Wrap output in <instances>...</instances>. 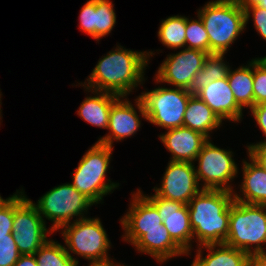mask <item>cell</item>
I'll return each mask as SVG.
<instances>
[{
	"label": "cell",
	"mask_w": 266,
	"mask_h": 266,
	"mask_svg": "<svg viewBox=\"0 0 266 266\" xmlns=\"http://www.w3.org/2000/svg\"><path fill=\"white\" fill-rule=\"evenodd\" d=\"M152 55V51H132L117 45L115 50L99 59L87 79L88 83H81V86L90 90L88 92L96 90L127 97L143 83L144 70Z\"/></svg>",
	"instance_id": "obj_1"
},
{
	"label": "cell",
	"mask_w": 266,
	"mask_h": 266,
	"mask_svg": "<svg viewBox=\"0 0 266 266\" xmlns=\"http://www.w3.org/2000/svg\"><path fill=\"white\" fill-rule=\"evenodd\" d=\"M233 192L202 189L187 204L190 226L197 245L224 244L229 232Z\"/></svg>",
	"instance_id": "obj_2"
},
{
	"label": "cell",
	"mask_w": 266,
	"mask_h": 266,
	"mask_svg": "<svg viewBox=\"0 0 266 266\" xmlns=\"http://www.w3.org/2000/svg\"><path fill=\"white\" fill-rule=\"evenodd\" d=\"M208 33L210 54H226L246 27L245 11L237 0L207 2L197 12Z\"/></svg>",
	"instance_id": "obj_3"
},
{
	"label": "cell",
	"mask_w": 266,
	"mask_h": 266,
	"mask_svg": "<svg viewBox=\"0 0 266 266\" xmlns=\"http://www.w3.org/2000/svg\"><path fill=\"white\" fill-rule=\"evenodd\" d=\"M224 244L248 254L266 253L262 247L266 244V205L233 200L230 205L229 232Z\"/></svg>",
	"instance_id": "obj_4"
},
{
	"label": "cell",
	"mask_w": 266,
	"mask_h": 266,
	"mask_svg": "<svg viewBox=\"0 0 266 266\" xmlns=\"http://www.w3.org/2000/svg\"><path fill=\"white\" fill-rule=\"evenodd\" d=\"M193 94L182 88L158 87L135 99L141 117L164 129L183 126L189 98Z\"/></svg>",
	"instance_id": "obj_5"
},
{
	"label": "cell",
	"mask_w": 266,
	"mask_h": 266,
	"mask_svg": "<svg viewBox=\"0 0 266 266\" xmlns=\"http://www.w3.org/2000/svg\"><path fill=\"white\" fill-rule=\"evenodd\" d=\"M112 151L113 147L95 142L83 155L73 173L71 185L94 204L101 202L103 196L112 193L119 186V183L106 179Z\"/></svg>",
	"instance_id": "obj_6"
},
{
	"label": "cell",
	"mask_w": 266,
	"mask_h": 266,
	"mask_svg": "<svg viewBox=\"0 0 266 266\" xmlns=\"http://www.w3.org/2000/svg\"><path fill=\"white\" fill-rule=\"evenodd\" d=\"M93 204L71 183L54 187L44 194L37 201V204L34 203L40 216L53 222L50 228L53 232L61 229L64 225L70 224L75 216L76 220L86 218L83 215ZM77 216H79L78 219Z\"/></svg>",
	"instance_id": "obj_7"
},
{
	"label": "cell",
	"mask_w": 266,
	"mask_h": 266,
	"mask_svg": "<svg viewBox=\"0 0 266 266\" xmlns=\"http://www.w3.org/2000/svg\"><path fill=\"white\" fill-rule=\"evenodd\" d=\"M67 253L77 264L70 252L88 260L108 257L111 242L99 218H82L74 220L62 228ZM64 229V230H63ZM68 248V249H67Z\"/></svg>",
	"instance_id": "obj_8"
},
{
	"label": "cell",
	"mask_w": 266,
	"mask_h": 266,
	"mask_svg": "<svg viewBox=\"0 0 266 266\" xmlns=\"http://www.w3.org/2000/svg\"><path fill=\"white\" fill-rule=\"evenodd\" d=\"M45 223L33 201L18 190L14 194L13 237L21 255H34L48 240L47 234L53 231Z\"/></svg>",
	"instance_id": "obj_9"
},
{
	"label": "cell",
	"mask_w": 266,
	"mask_h": 266,
	"mask_svg": "<svg viewBox=\"0 0 266 266\" xmlns=\"http://www.w3.org/2000/svg\"><path fill=\"white\" fill-rule=\"evenodd\" d=\"M232 151L221 149L208 139L202 146L195 161L198 168L195 173L198 182H204L203 189H222L234 192L229 185L238 174V167L232 158Z\"/></svg>",
	"instance_id": "obj_10"
},
{
	"label": "cell",
	"mask_w": 266,
	"mask_h": 266,
	"mask_svg": "<svg viewBox=\"0 0 266 266\" xmlns=\"http://www.w3.org/2000/svg\"><path fill=\"white\" fill-rule=\"evenodd\" d=\"M166 168L161 186L154 187L155 194L187 205L203 189L199 187L194 163L169 161Z\"/></svg>",
	"instance_id": "obj_11"
},
{
	"label": "cell",
	"mask_w": 266,
	"mask_h": 266,
	"mask_svg": "<svg viewBox=\"0 0 266 266\" xmlns=\"http://www.w3.org/2000/svg\"><path fill=\"white\" fill-rule=\"evenodd\" d=\"M167 56L156 73V82L168 83L187 90L193 77L201 71L208 53L185 48Z\"/></svg>",
	"instance_id": "obj_12"
},
{
	"label": "cell",
	"mask_w": 266,
	"mask_h": 266,
	"mask_svg": "<svg viewBox=\"0 0 266 266\" xmlns=\"http://www.w3.org/2000/svg\"><path fill=\"white\" fill-rule=\"evenodd\" d=\"M158 210L165 229L172 240L188 255L192 247L193 231L190 226L188 206L179 201L153 194L144 195Z\"/></svg>",
	"instance_id": "obj_13"
},
{
	"label": "cell",
	"mask_w": 266,
	"mask_h": 266,
	"mask_svg": "<svg viewBox=\"0 0 266 266\" xmlns=\"http://www.w3.org/2000/svg\"><path fill=\"white\" fill-rule=\"evenodd\" d=\"M129 211L120 219L123 240L134 245L143 235L144 230L165 229L157 208L142 194L140 189L132 194Z\"/></svg>",
	"instance_id": "obj_14"
},
{
	"label": "cell",
	"mask_w": 266,
	"mask_h": 266,
	"mask_svg": "<svg viewBox=\"0 0 266 266\" xmlns=\"http://www.w3.org/2000/svg\"><path fill=\"white\" fill-rule=\"evenodd\" d=\"M204 103L223 121L238 122L242 118V108L235 101L234 94L229 86L227 77L214 80L197 94Z\"/></svg>",
	"instance_id": "obj_15"
},
{
	"label": "cell",
	"mask_w": 266,
	"mask_h": 266,
	"mask_svg": "<svg viewBox=\"0 0 266 266\" xmlns=\"http://www.w3.org/2000/svg\"><path fill=\"white\" fill-rule=\"evenodd\" d=\"M164 147L172 154L170 161L193 163L208 140L202 133L181 126L168 129L167 133L159 136Z\"/></svg>",
	"instance_id": "obj_16"
},
{
	"label": "cell",
	"mask_w": 266,
	"mask_h": 266,
	"mask_svg": "<svg viewBox=\"0 0 266 266\" xmlns=\"http://www.w3.org/2000/svg\"><path fill=\"white\" fill-rule=\"evenodd\" d=\"M123 98H125L123 100ZM141 126V121L133 104L126 97L120 96L111 107L109 115V134L97 142L112 147L113 141H120L134 135Z\"/></svg>",
	"instance_id": "obj_17"
},
{
	"label": "cell",
	"mask_w": 266,
	"mask_h": 266,
	"mask_svg": "<svg viewBox=\"0 0 266 266\" xmlns=\"http://www.w3.org/2000/svg\"><path fill=\"white\" fill-rule=\"evenodd\" d=\"M250 162L243 160V182L234 200L248 204L266 205V172L249 154Z\"/></svg>",
	"instance_id": "obj_18"
},
{
	"label": "cell",
	"mask_w": 266,
	"mask_h": 266,
	"mask_svg": "<svg viewBox=\"0 0 266 266\" xmlns=\"http://www.w3.org/2000/svg\"><path fill=\"white\" fill-rule=\"evenodd\" d=\"M138 252L165 262L175 256L187 255L171 238L166 229L144 230V235L134 244Z\"/></svg>",
	"instance_id": "obj_19"
},
{
	"label": "cell",
	"mask_w": 266,
	"mask_h": 266,
	"mask_svg": "<svg viewBox=\"0 0 266 266\" xmlns=\"http://www.w3.org/2000/svg\"><path fill=\"white\" fill-rule=\"evenodd\" d=\"M92 93H95V96L86 97L77 114L89 124L107 129L112 104L120 96L96 90H93Z\"/></svg>",
	"instance_id": "obj_20"
},
{
	"label": "cell",
	"mask_w": 266,
	"mask_h": 266,
	"mask_svg": "<svg viewBox=\"0 0 266 266\" xmlns=\"http://www.w3.org/2000/svg\"><path fill=\"white\" fill-rule=\"evenodd\" d=\"M222 120L196 95L187 103L183 126L198 131L210 139V133L220 127Z\"/></svg>",
	"instance_id": "obj_21"
},
{
	"label": "cell",
	"mask_w": 266,
	"mask_h": 266,
	"mask_svg": "<svg viewBox=\"0 0 266 266\" xmlns=\"http://www.w3.org/2000/svg\"><path fill=\"white\" fill-rule=\"evenodd\" d=\"M203 248L209 251L205 257L202 256ZM248 256V253L226 244H208L199 246L192 264L194 266H246Z\"/></svg>",
	"instance_id": "obj_22"
},
{
	"label": "cell",
	"mask_w": 266,
	"mask_h": 266,
	"mask_svg": "<svg viewBox=\"0 0 266 266\" xmlns=\"http://www.w3.org/2000/svg\"><path fill=\"white\" fill-rule=\"evenodd\" d=\"M227 79L237 104L242 109L244 107L251 109L254 106L253 60L248 65L240 66L233 71L229 68Z\"/></svg>",
	"instance_id": "obj_23"
},
{
	"label": "cell",
	"mask_w": 266,
	"mask_h": 266,
	"mask_svg": "<svg viewBox=\"0 0 266 266\" xmlns=\"http://www.w3.org/2000/svg\"><path fill=\"white\" fill-rule=\"evenodd\" d=\"M225 54L212 53L208 54L201 71H199L191 80L187 91L196 95L201 89L213 82L214 80L224 79L227 77L229 65L224 62Z\"/></svg>",
	"instance_id": "obj_24"
},
{
	"label": "cell",
	"mask_w": 266,
	"mask_h": 266,
	"mask_svg": "<svg viewBox=\"0 0 266 266\" xmlns=\"http://www.w3.org/2000/svg\"><path fill=\"white\" fill-rule=\"evenodd\" d=\"M158 37L162 44L171 49L185 48L186 46V17L170 16L162 20Z\"/></svg>",
	"instance_id": "obj_25"
},
{
	"label": "cell",
	"mask_w": 266,
	"mask_h": 266,
	"mask_svg": "<svg viewBox=\"0 0 266 266\" xmlns=\"http://www.w3.org/2000/svg\"><path fill=\"white\" fill-rule=\"evenodd\" d=\"M39 266H78L67 253L65 246L47 240L34 254Z\"/></svg>",
	"instance_id": "obj_26"
},
{
	"label": "cell",
	"mask_w": 266,
	"mask_h": 266,
	"mask_svg": "<svg viewBox=\"0 0 266 266\" xmlns=\"http://www.w3.org/2000/svg\"><path fill=\"white\" fill-rule=\"evenodd\" d=\"M116 24L114 4L110 0H95V40L111 33Z\"/></svg>",
	"instance_id": "obj_27"
},
{
	"label": "cell",
	"mask_w": 266,
	"mask_h": 266,
	"mask_svg": "<svg viewBox=\"0 0 266 266\" xmlns=\"http://www.w3.org/2000/svg\"><path fill=\"white\" fill-rule=\"evenodd\" d=\"M198 20H189L186 17V47L188 49H198L210 54V43L208 33L199 16Z\"/></svg>",
	"instance_id": "obj_28"
},
{
	"label": "cell",
	"mask_w": 266,
	"mask_h": 266,
	"mask_svg": "<svg viewBox=\"0 0 266 266\" xmlns=\"http://www.w3.org/2000/svg\"><path fill=\"white\" fill-rule=\"evenodd\" d=\"M253 94L254 105L266 103V64L260 59H253Z\"/></svg>",
	"instance_id": "obj_29"
},
{
	"label": "cell",
	"mask_w": 266,
	"mask_h": 266,
	"mask_svg": "<svg viewBox=\"0 0 266 266\" xmlns=\"http://www.w3.org/2000/svg\"><path fill=\"white\" fill-rule=\"evenodd\" d=\"M14 194L3 199L0 195V238H9L13 233Z\"/></svg>",
	"instance_id": "obj_30"
},
{
	"label": "cell",
	"mask_w": 266,
	"mask_h": 266,
	"mask_svg": "<svg viewBox=\"0 0 266 266\" xmlns=\"http://www.w3.org/2000/svg\"><path fill=\"white\" fill-rule=\"evenodd\" d=\"M20 256L13 233L9 238H0V266H14Z\"/></svg>",
	"instance_id": "obj_31"
},
{
	"label": "cell",
	"mask_w": 266,
	"mask_h": 266,
	"mask_svg": "<svg viewBox=\"0 0 266 266\" xmlns=\"http://www.w3.org/2000/svg\"><path fill=\"white\" fill-rule=\"evenodd\" d=\"M79 25L81 31L95 39V0L87 1L80 10Z\"/></svg>",
	"instance_id": "obj_32"
},
{
	"label": "cell",
	"mask_w": 266,
	"mask_h": 266,
	"mask_svg": "<svg viewBox=\"0 0 266 266\" xmlns=\"http://www.w3.org/2000/svg\"><path fill=\"white\" fill-rule=\"evenodd\" d=\"M242 8L245 11V24L248 23L252 14L256 31L266 40V9L258 5Z\"/></svg>",
	"instance_id": "obj_33"
},
{
	"label": "cell",
	"mask_w": 266,
	"mask_h": 266,
	"mask_svg": "<svg viewBox=\"0 0 266 266\" xmlns=\"http://www.w3.org/2000/svg\"><path fill=\"white\" fill-rule=\"evenodd\" d=\"M251 113L254 117V119L257 122V125L262 130L263 134L266 137V103H262L259 105H254L251 108ZM250 145H266V139L265 141H261L256 144H250Z\"/></svg>",
	"instance_id": "obj_34"
},
{
	"label": "cell",
	"mask_w": 266,
	"mask_h": 266,
	"mask_svg": "<svg viewBox=\"0 0 266 266\" xmlns=\"http://www.w3.org/2000/svg\"><path fill=\"white\" fill-rule=\"evenodd\" d=\"M248 154L264 169L266 172V145L247 146Z\"/></svg>",
	"instance_id": "obj_35"
},
{
	"label": "cell",
	"mask_w": 266,
	"mask_h": 266,
	"mask_svg": "<svg viewBox=\"0 0 266 266\" xmlns=\"http://www.w3.org/2000/svg\"><path fill=\"white\" fill-rule=\"evenodd\" d=\"M246 266H266V253L249 254Z\"/></svg>",
	"instance_id": "obj_36"
},
{
	"label": "cell",
	"mask_w": 266,
	"mask_h": 266,
	"mask_svg": "<svg viewBox=\"0 0 266 266\" xmlns=\"http://www.w3.org/2000/svg\"><path fill=\"white\" fill-rule=\"evenodd\" d=\"M14 266H39L34 255H21Z\"/></svg>",
	"instance_id": "obj_37"
},
{
	"label": "cell",
	"mask_w": 266,
	"mask_h": 266,
	"mask_svg": "<svg viewBox=\"0 0 266 266\" xmlns=\"http://www.w3.org/2000/svg\"><path fill=\"white\" fill-rule=\"evenodd\" d=\"M88 266H121L120 263H114L109 257L103 259L89 260Z\"/></svg>",
	"instance_id": "obj_38"
},
{
	"label": "cell",
	"mask_w": 266,
	"mask_h": 266,
	"mask_svg": "<svg viewBox=\"0 0 266 266\" xmlns=\"http://www.w3.org/2000/svg\"><path fill=\"white\" fill-rule=\"evenodd\" d=\"M264 0H237L241 7L257 6Z\"/></svg>",
	"instance_id": "obj_39"
},
{
	"label": "cell",
	"mask_w": 266,
	"mask_h": 266,
	"mask_svg": "<svg viewBox=\"0 0 266 266\" xmlns=\"http://www.w3.org/2000/svg\"><path fill=\"white\" fill-rule=\"evenodd\" d=\"M258 6L266 9V0L262 1Z\"/></svg>",
	"instance_id": "obj_40"
},
{
	"label": "cell",
	"mask_w": 266,
	"mask_h": 266,
	"mask_svg": "<svg viewBox=\"0 0 266 266\" xmlns=\"http://www.w3.org/2000/svg\"><path fill=\"white\" fill-rule=\"evenodd\" d=\"M266 64V56L260 58Z\"/></svg>",
	"instance_id": "obj_41"
},
{
	"label": "cell",
	"mask_w": 266,
	"mask_h": 266,
	"mask_svg": "<svg viewBox=\"0 0 266 266\" xmlns=\"http://www.w3.org/2000/svg\"><path fill=\"white\" fill-rule=\"evenodd\" d=\"M1 91V90H0ZM0 101H1V92H0ZM1 103V102H0ZM1 105V104H0ZM1 106H0V118H1Z\"/></svg>",
	"instance_id": "obj_42"
}]
</instances>
